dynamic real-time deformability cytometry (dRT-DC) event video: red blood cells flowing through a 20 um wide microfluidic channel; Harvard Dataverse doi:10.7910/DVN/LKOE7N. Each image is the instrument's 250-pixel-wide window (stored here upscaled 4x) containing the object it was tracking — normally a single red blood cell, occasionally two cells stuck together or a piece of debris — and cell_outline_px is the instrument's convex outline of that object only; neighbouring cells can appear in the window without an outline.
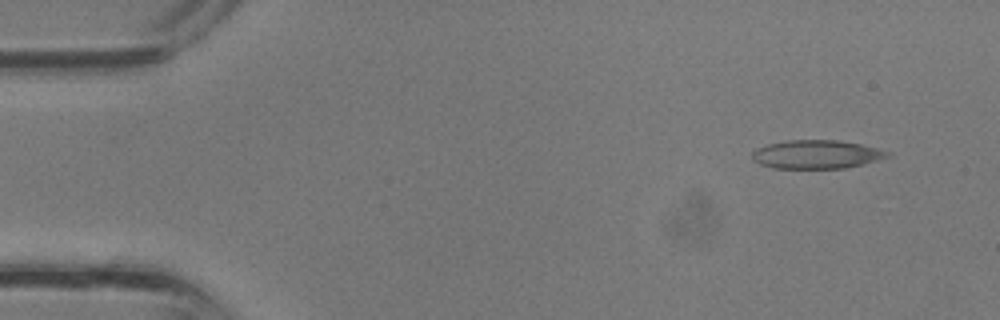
{"species": "common noctule bat (a hibernating species)", "species_latin": "Nyctalus noctula", "temperature_condition": "room temperature", "stored_images_in_passage": 11, "camera_frame_rate_fps": 3000, "um_per_image_px": 0.085, "animal": {"sex": "male", "body_mass_g": 13.3}, "frame": {"image": 1, "passage_image": 1, "time_ms": 0.0, "image_size_px": [1000, 320], "cell_outline_px": [[892, 156], [864, 164], [844, 168], [772, 168], [760, 164], [752, 160], [752, 152], [756, 148], [768, 144], [788, 140], [836, 140], [860, 144], [892, 152]], "centroid_in_image_um": [69.41, 13.12], "position_along_channel_um": 15.6, "area_um2": 22.6}}
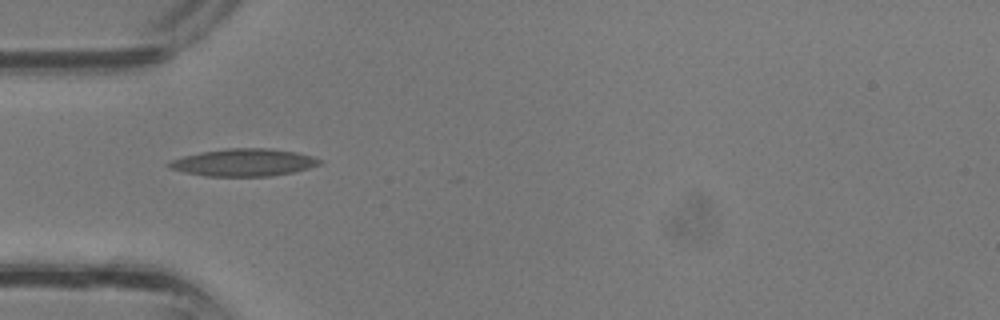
{"frame": {"image": 2, "passage_image": 9, "time_ms": 2.667, "image_size_px": [1000, 320], "cell_outline_px": [[324, 164], [292, 172], [272, 176], [204, 176], [184, 172], [168, 168], [164, 164], [172, 160], [184, 156], [200, 152], [228, 148], [264, 148], [296, 152], [312, 156], [320, 160]], "centroid_in_image_um": [20.69, 13.81], "position_along_channel_um": 64.3, "area_um2": 24.04}}